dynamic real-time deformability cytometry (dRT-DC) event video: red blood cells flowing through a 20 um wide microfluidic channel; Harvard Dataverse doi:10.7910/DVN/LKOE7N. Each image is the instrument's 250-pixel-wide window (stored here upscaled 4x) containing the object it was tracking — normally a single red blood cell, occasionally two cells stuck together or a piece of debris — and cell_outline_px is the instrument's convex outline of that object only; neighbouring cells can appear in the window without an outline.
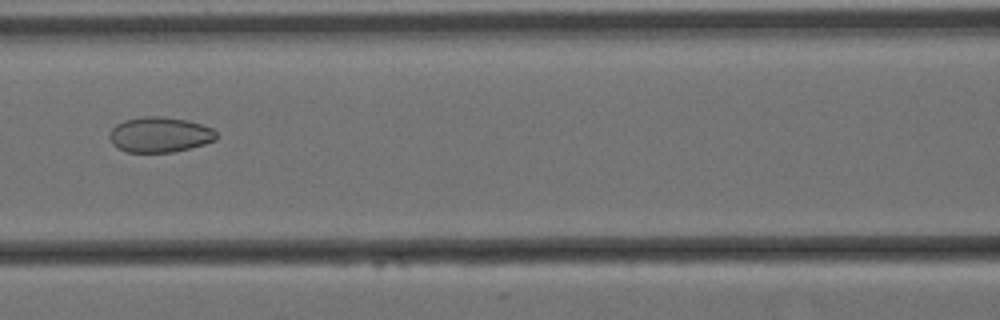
{"species": "Egyptian fruit bat (a non-hibernating species)", "species_latin": "Rousettus aegyptiacus", "temperature_condition": "cold", "stored_images_in_passage": 9, "camera_frame_rate_fps": 3000, "um_per_image_px": 0.085, "animal": {"sex": "female"}, "frame": {"image": 1, "passage_image": 8, "time_ms": 2.333, "image_size_px": [1000, 320], "cell_outline_px": [[216, 140], [204, 144], [172, 152], [124, 152], [116, 148], [112, 144], [108, 136], [108, 132], [116, 124], [124, 120], [144, 116], [164, 116], [188, 120], [212, 128], [216, 132]], "centroid_in_image_um": [13.53, 11.44], "position_along_channel_um": 153.1, "area_um2": 22.2}}
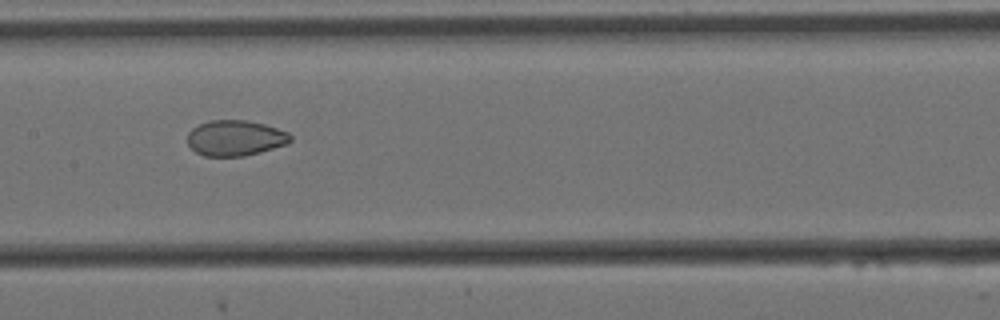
{"frame": {"image": 2, "passage_image": 9, "time_ms": 2.667, "image_size_px": [1000, 320], "cell_outline_px": [[292, 140], [288, 144], [260, 152], [244, 156], [204, 156], [196, 152], [188, 144], [188, 132], [192, 128], [208, 120], [248, 120], [264, 124], [288, 132], [292, 136]], "centroid_in_image_um": [20.01, 11.73], "position_along_channel_um": 187.4, "area_um2": 21.44}}